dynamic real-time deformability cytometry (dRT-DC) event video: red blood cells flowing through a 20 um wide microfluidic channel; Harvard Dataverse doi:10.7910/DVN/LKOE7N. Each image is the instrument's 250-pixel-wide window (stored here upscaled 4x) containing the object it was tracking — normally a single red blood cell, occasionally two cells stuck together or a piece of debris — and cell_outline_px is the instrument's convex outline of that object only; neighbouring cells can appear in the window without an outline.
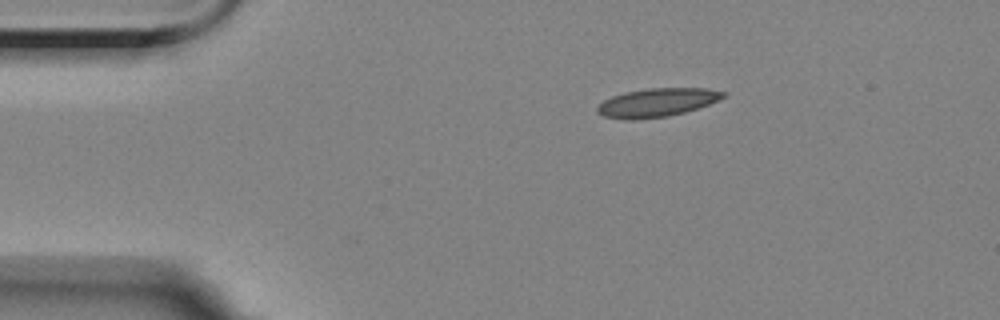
{"species": "Egyptian fruit bat (a non-hibernating species)", "species_latin": "Rousettus aegyptiacus", "temperature_condition": "room temperature", "stored_images_in_passage": 3, "camera_frame_rate_fps": 3000, "um_per_image_px": 0.085, "animal": {"sex": "female"}, "frame": {"image": 1, "passage_image": 1, "time_ms": 0.0, "image_size_px": [1000, 320], "cell_outline_px": [[728, 96], [720, 100], [684, 112], [668, 116], [636, 120], [628, 120], [604, 116], [596, 112], [596, 108], [604, 100], [612, 96], [624, 92], [648, 88], [708, 88], [728, 92]], "centroid_in_image_um": [55.88, 8.71], "position_along_channel_um": 29.1, "area_um2": 21.1}}
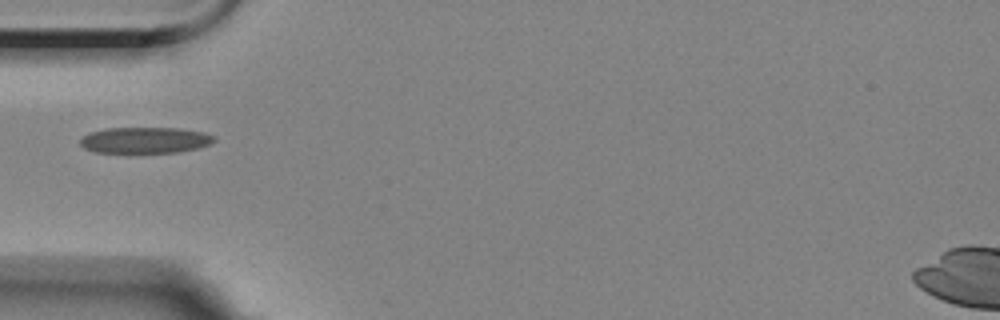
{"frame": {"image": 2, "passage_image": 3, "time_ms": 2.667, "image_size_px": [1000, 320], "cell_outline_px": [[216, 140], [208, 144], [196, 148], [176, 152], [96, 152], [84, 148], [80, 144], [80, 140], [88, 132], [104, 128], [180, 128], [204, 132], [216, 136]], "centroid_in_image_um": [12.32, 11.9], "position_along_channel_um": 72.7, "area_um2": 20.29}}